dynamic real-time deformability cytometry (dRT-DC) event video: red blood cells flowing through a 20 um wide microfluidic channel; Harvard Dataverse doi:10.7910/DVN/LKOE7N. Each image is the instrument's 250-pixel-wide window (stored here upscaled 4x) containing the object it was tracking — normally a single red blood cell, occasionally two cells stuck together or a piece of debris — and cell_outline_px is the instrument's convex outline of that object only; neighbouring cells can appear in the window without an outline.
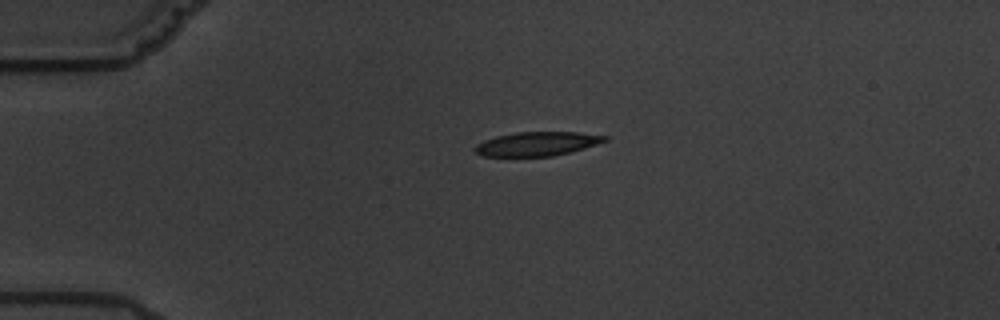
{"species": "common noctule bat (a hibernating species)", "species_latin": "Nyctalus noctula", "temperature_condition": "warm", "stored_images_in_passage": 14, "camera_frame_rate_fps": 3000, "um_per_image_px": 0.085, "animal": {"sex": "male", "body_mass_g": 19.5, "forearm_length_mm": 54.6}, "frame": {"image": 1, "passage_image": 1, "time_ms": 0.0, "image_size_px": [1000, 320], "cell_outline_px": [[608, 140], [584, 148], [552, 156], [484, 156], [476, 152], [472, 148], [476, 144], [484, 140], [496, 136], [516, 132], [580, 132], [608, 136]], "centroid_in_image_um": [45.63, 12.21], "position_along_channel_um": 39.4, "area_um2": 18.09}}
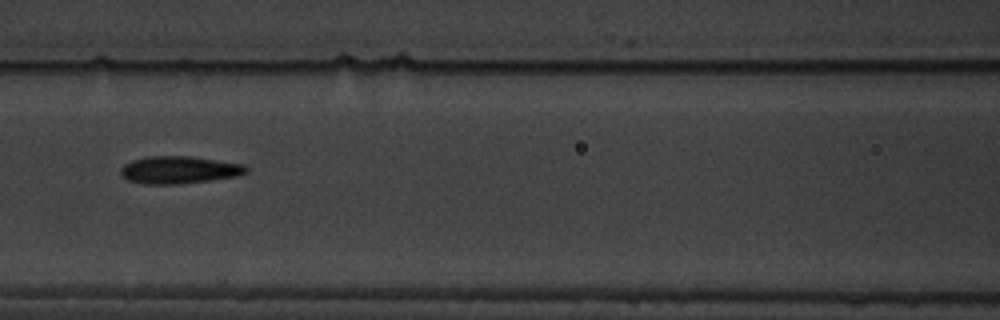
{"frame": {"image": 2, "passage_image": 5, "time_ms": 4.333, "image_size_px": [1000, 320], "cell_outline_px": [[248, 172], [236, 176], [212, 180], [176, 184], [144, 184], [128, 180], [120, 172], [120, 168], [124, 164], [132, 160], [152, 156], [192, 156], [244, 164], [248, 168]], "centroid_in_image_um": [15.24, 14.44], "position_along_channel_um": 151.4, "area_um2": 20.06}}
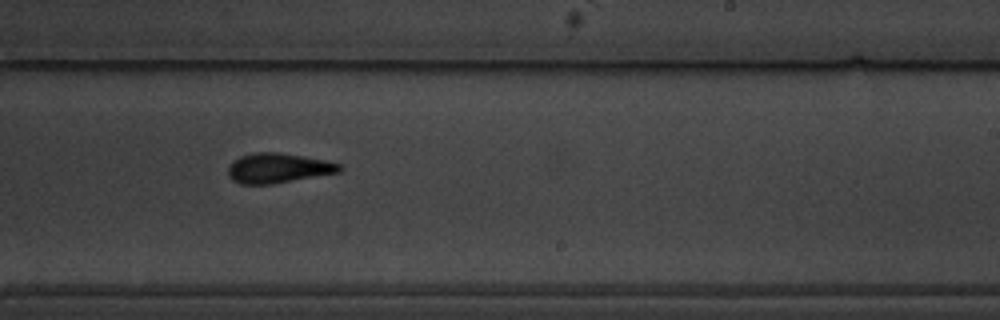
{"frame": {"image": 3, "passage_image": 8, "time_ms": 7.667, "image_size_px": [1000, 320], "cell_outline_px": [[344, 168], [340, 172], [272, 184], [240, 184], [232, 180], [228, 176], [228, 164], [240, 156], [256, 152], [280, 152], [328, 160], [340, 164]], "centroid_in_image_um": [23.64, 14.28], "position_along_channel_um": 265.4, "area_um2": 19.59}, "authors_computed_cell_mechanics": {"area_um2": 19.363, "velocity_mm_per_s": 3.4391, "shape_relaxation_time_tau1_ms": 6.8133, "shape_relaxation_time_tau2_ms": 2.4943, "deformation_change_tau1": 0.1653, "deformation_change_tau2": 0.0813}}